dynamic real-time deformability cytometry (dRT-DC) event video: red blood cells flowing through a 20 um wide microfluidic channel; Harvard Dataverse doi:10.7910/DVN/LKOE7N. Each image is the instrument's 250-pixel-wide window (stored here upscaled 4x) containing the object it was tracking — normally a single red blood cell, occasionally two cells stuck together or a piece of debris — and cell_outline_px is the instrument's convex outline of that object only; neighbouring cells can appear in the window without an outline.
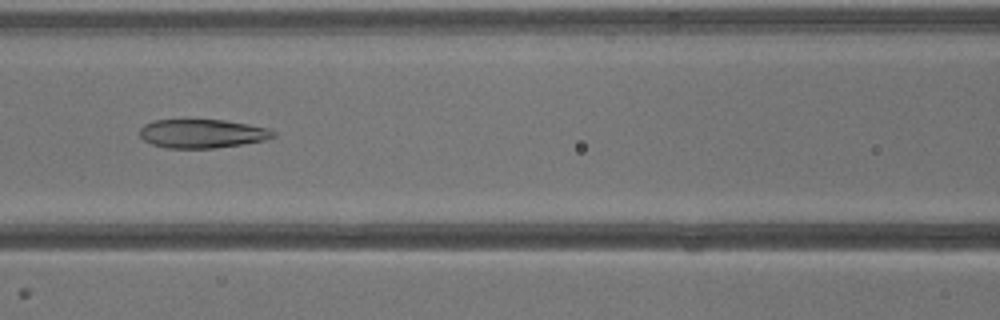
{"species": "common noctule bat (a hibernating species)", "species_latin": "Nyctalus noctula", "temperature_condition": "warm", "stored_images_in_passage": 39, "camera_frame_rate_fps": 3000, "um_per_image_px": 0.085, "animal": {"sex": "male", "body_mass_g": 13.3}, "frame": {"image": 1, "passage_image": 18, "time_ms": 5.667, "image_size_px": [1000, 320], "cell_outline_px": [[276, 136], [264, 140], [240, 144], [212, 148], [168, 148], [152, 144], [144, 140], [140, 136], [140, 128], [144, 124], [152, 120], [224, 120], [248, 124], [268, 128], [276, 132]], "centroid_in_image_um": [17.17, 11.35], "position_along_channel_um": 149.4, "area_um2": 22.25}}
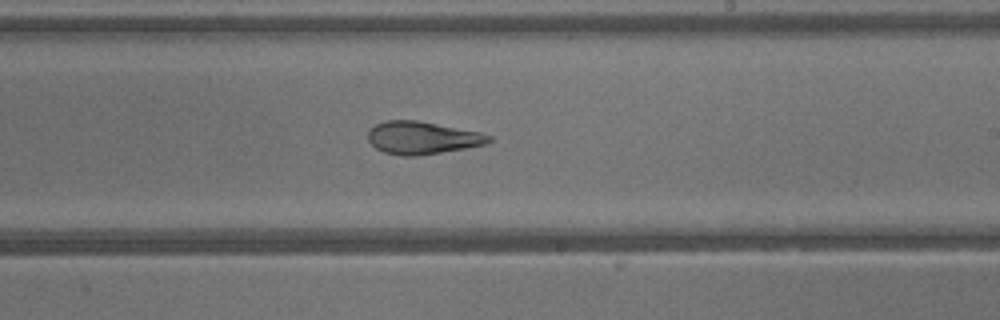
{"frame": {"image": 2, "passage_image": 24, "time_ms": 7.667, "image_size_px": [1000, 320], "cell_outline_px": [[492, 140], [484, 144], [464, 148], [416, 156], [400, 156], [384, 152], [376, 148], [368, 140], [368, 132], [376, 124], [388, 120], [416, 120], [480, 132], [492, 136]], "centroid_in_image_um": [35.87, 11.71], "position_along_channel_um": 253.1, "area_um2": 22.72}}
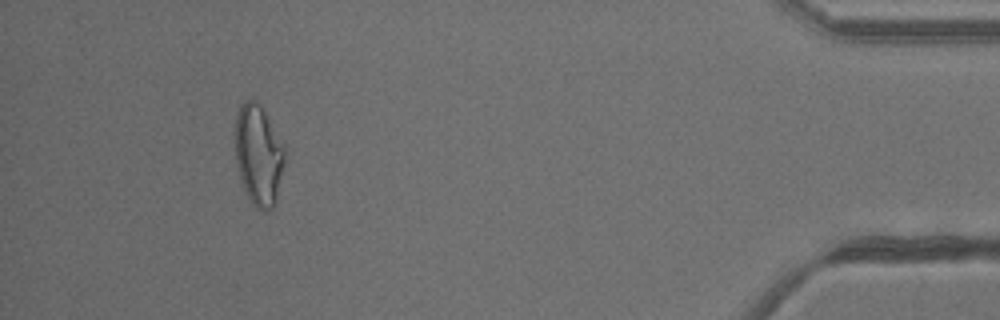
{"frame": {"image": 3, "passage_image": 37, "time_ms": 12.0, "image_size_px": [1000, 320], "cell_outline_px": [[284, 164], [276, 204], [268, 212], [264, 212], [256, 208], [252, 204], [240, 180], [236, 160], [232, 132], [236, 116], [240, 104], [244, 100], [252, 100], [260, 104], [284, 144]], "centroid_in_image_um": [21.94, 13.18], "position_along_channel_um": 413.3, "area_um2": 29.77}}